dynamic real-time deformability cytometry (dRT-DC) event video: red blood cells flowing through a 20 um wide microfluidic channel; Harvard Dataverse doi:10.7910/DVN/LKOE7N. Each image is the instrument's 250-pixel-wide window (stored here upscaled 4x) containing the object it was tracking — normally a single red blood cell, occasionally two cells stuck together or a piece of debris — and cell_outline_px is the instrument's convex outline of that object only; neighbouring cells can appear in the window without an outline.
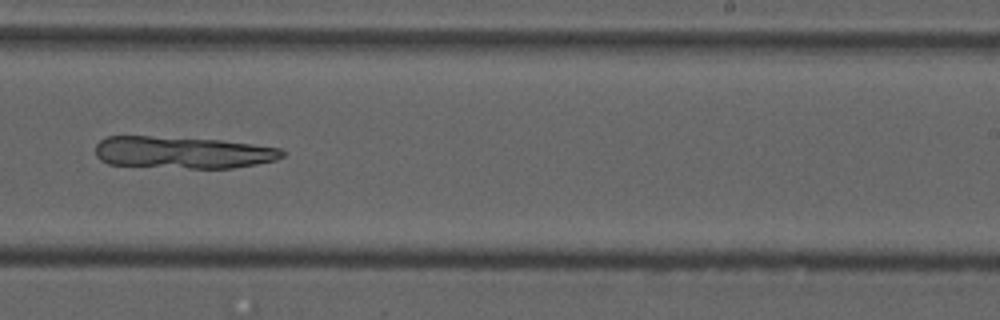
{"species": "common noctule bat (a hibernating species)", "species_latin": "Nyctalus noctula", "temperature_condition": "cold", "stored_images_in_passage": 53, "camera_frame_rate_fps": 3000, "um_per_image_px": 0.085, "animal": {"sex": "male", "forearm_length_mm": 52.5}, "frame": {"image": 1, "passage_image": 33, "time_ms": 10.667, "image_size_px": [1000, 320], "cell_outline_px": [[284, 156], [276, 160], [256, 164], [232, 168], [188, 168], [108, 164], [100, 160], [96, 156], [96, 144], [100, 140], [108, 136], [148, 136], [220, 140], [252, 144], [280, 148], [284, 152]], "centroid_in_image_um": [15.52, 12.96], "position_along_channel_um": 273.5, "area_um2": 34.74}}